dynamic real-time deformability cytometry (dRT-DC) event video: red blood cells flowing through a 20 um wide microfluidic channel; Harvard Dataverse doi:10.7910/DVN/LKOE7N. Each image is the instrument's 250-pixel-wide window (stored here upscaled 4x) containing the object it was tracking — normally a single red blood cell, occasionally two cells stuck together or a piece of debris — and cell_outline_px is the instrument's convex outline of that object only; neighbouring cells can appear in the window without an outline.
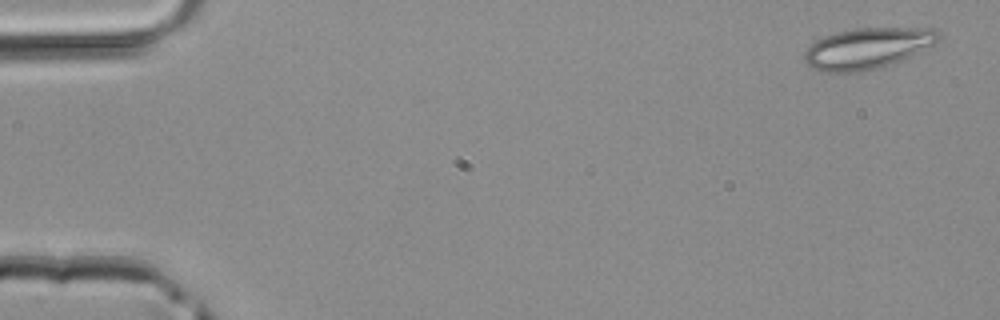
{"species": "common noctule bat (a hibernating species)", "species_latin": "Nyctalus noctula", "temperature_condition": "room temperature", "stored_images_in_passage": 5, "camera_frame_rate_fps": 3000, "um_per_image_px": 0.085, "animal": {"sex": "male", "body_mass_g": 20.4}, "frame": {"image": 1, "passage_image": 1, "time_ms": 0.0, "image_size_px": [1000, 320], "cell_outline_px": [[940, 36], [932, 44], [908, 60], [860, 72], [820, 72], [812, 68], [804, 60], [804, 52], [816, 40], [824, 36], [836, 32], [856, 28], [936, 28], [940, 32]], "centroid_in_image_um": [73.75, 4.11], "position_along_channel_um": 11.3, "area_um2": 32.25}}